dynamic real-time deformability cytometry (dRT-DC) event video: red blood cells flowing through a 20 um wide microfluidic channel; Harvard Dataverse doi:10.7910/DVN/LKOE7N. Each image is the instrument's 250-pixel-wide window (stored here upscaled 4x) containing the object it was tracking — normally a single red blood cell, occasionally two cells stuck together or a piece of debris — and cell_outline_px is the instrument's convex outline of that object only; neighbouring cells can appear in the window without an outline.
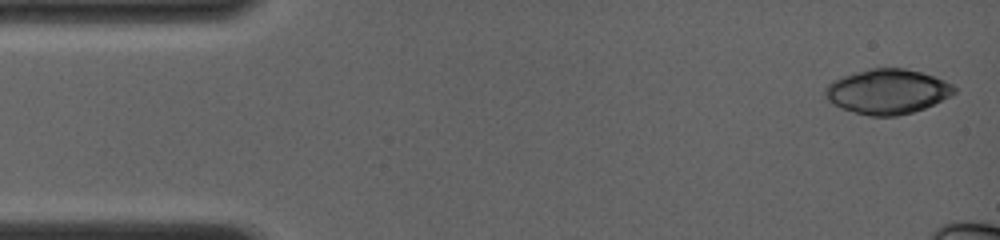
{"species": "common noctule bat (a hibernating species)", "species_latin": "Nyctalus noctula", "temperature_condition": "room temperature", "stored_images_in_passage": 9, "camera_frame_rate_fps": 4000, "um_per_image_px": 0.085, "animal": {"sex": "female", "body_mass_g": 19.0, "forearm_length_mm": 56.7}, "frame": {"image": 1, "passage_image": 1, "time_ms": 0.0, "image_size_px": [1000, 240], "cell_outline_px": [[956, 92], [924, 108], [912, 112], [896, 116], [868, 116], [840, 108], [832, 104], [824, 96], [824, 88], [828, 84], [844, 76], [868, 68], [904, 68], [920, 72], [944, 80], [952, 84], [956, 88]], "centroid_in_image_um": [75.39, 7.78], "position_along_channel_um": 9.6, "area_um2": 33.47}}